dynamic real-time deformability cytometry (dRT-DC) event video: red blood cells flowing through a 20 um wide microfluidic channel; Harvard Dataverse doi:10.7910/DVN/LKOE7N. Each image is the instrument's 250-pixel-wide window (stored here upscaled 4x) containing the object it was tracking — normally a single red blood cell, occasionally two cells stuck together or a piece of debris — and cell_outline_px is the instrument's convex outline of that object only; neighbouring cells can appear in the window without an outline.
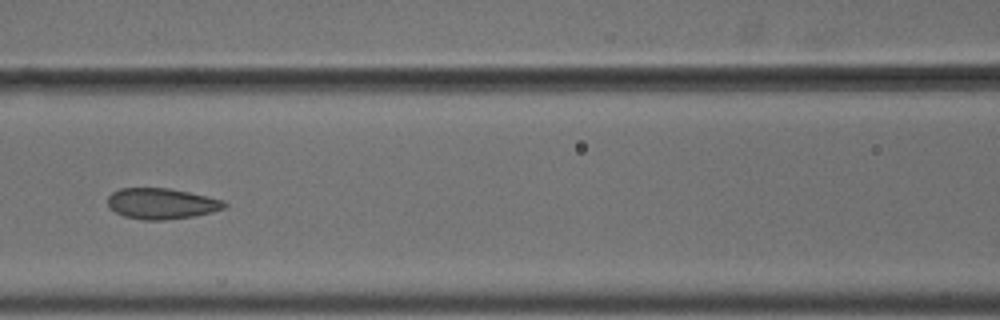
{"species": "common noctule bat (a hibernating species)", "species_latin": "Nyctalus noctula", "temperature_condition": "cold", "stored_images_in_passage": 9, "camera_frame_rate_fps": 3000, "um_per_image_px": 0.085, "animal": {"sex": "male", "body_mass_g": 18.8}, "frame": {"image": 1, "passage_image": 7, "time_ms": 2.0, "image_size_px": [1000, 320], "cell_outline_px": [[228, 204], [224, 208], [212, 212], [196, 216], [164, 220], [140, 220], [124, 216], [108, 208], [108, 196], [112, 192], [120, 188], [168, 188], [188, 192], [224, 200]], "centroid_in_image_um": [13.72, 17.31], "position_along_channel_um": 152.9, "area_um2": 21.1}}
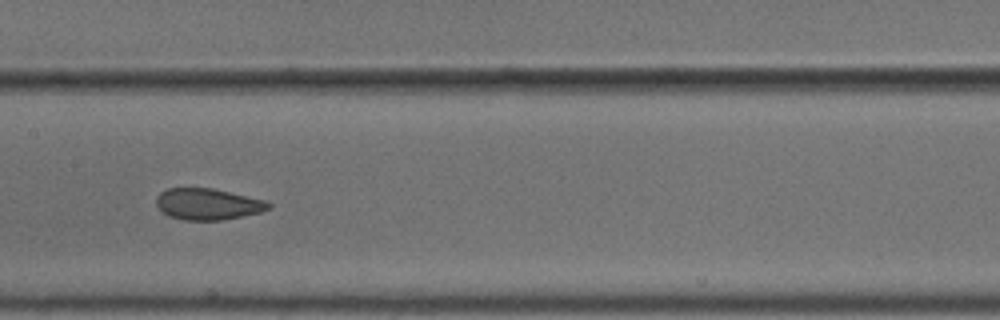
{"frame": {"image": 2, "passage_image": 8, "time_ms": 2.333, "image_size_px": [1000, 320], "cell_outline_px": [[272, 208], [260, 212], [220, 220], [184, 220], [168, 216], [156, 204], [156, 196], [160, 192], [168, 188], [212, 188], [264, 200], [272, 204]], "centroid_in_image_um": [17.65, 17.34], "position_along_channel_um": 189.8, "area_um2": 20.35}}
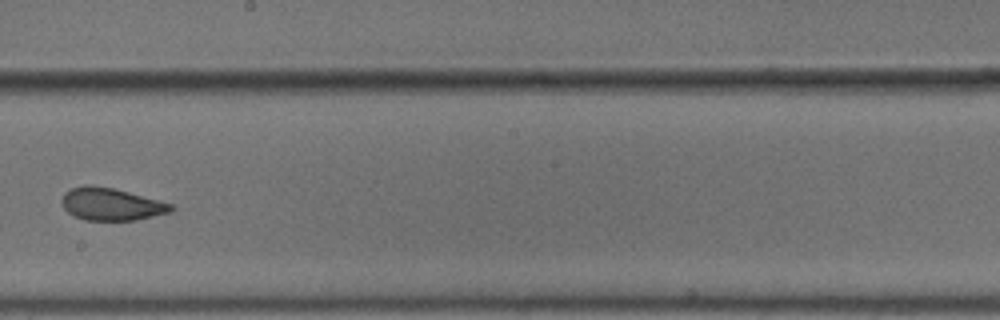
{"frame": {"image": 3, "passage_image": 9, "time_ms": 2.667, "image_size_px": [1000, 320], "cell_outline_px": [[176, 208], [172, 212], [136, 220], [84, 220], [72, 216], [64, 208], [60, 200], [64, 192], [72, 188], [84, 184], [92, 184], [112, 188], [128, 192], [172, 204]], "centroid_in_image_um": [9.42, 17.36], "position_along_channel_um": 238.8, "area_um2": 20.81}}